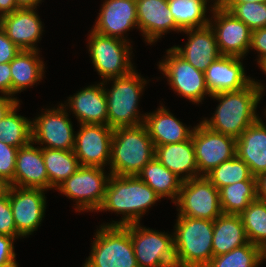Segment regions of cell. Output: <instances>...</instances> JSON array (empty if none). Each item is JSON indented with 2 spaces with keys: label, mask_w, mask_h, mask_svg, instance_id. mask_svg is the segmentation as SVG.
Masks as SVG:
<instances>
[{
  "label": "cell",
  "mask_w": 266,
  "mask_h": 267,
  "mask_svg": "<svg viewBox=\"0 0 266 267\" xmlns=\"http://www.w3.org/2000/svg\"><path fill=\"white\" fill-rule=\"evenodd\" d=\"M264 89L265 85L252 78V82L241 90L211 95L219 104L212 117L203 119L201 123L215 132L238 139L259 119L256 109Z\"/></svg>",
  "instance_id": "6da1fadb"
},
{
  "label": "cell",
  "mask_w": 266,
  "mask_h": 267,
  "mask_svg": "<svg viewBox=\"0 0 266 267\" xmlns=\"http://www.w3.org/2000/svg\"><path fill=\"white\" fill-rule=\"evenodd\" d=\"M160 199L162 198L137 175H111L103 203L97 212L110 211L122 214L121 220L103 225L124 226L140 223L142 215L144 216L147 210Z\"/></svg>",
  "instance_id": "7a4b0ae2"
},
{
  "label": "cell",
  "mask_w": 266,
  "mask_h": 267,
  "mask_svg": "<svg viewBox=\"0 0 266 267\" xmlns=\"http://www.w3.org/2000/svg\"><path fill=\"white\" fill-rule=\"evenodd\" d=\"M154 156L155 146L144 124L114 129L109 163L112 175H137Z\"/></svg>",
  "instance_id": "3957f363"
},
{
  "label": "cell",
  "mask_w": 266,
  "mask_h": 267,
  "mask_svg": "<svg viewBox=\"0 0 266 267\" xmlns=\"http://www.w3.org/2000/svg\"><path fill=\"white\" fill-rule=\"evenodd\" d=\"M214 220L177 216L174 226L176 267H205L213 257Z\"/></svg>",
  "instance_id": "277c9868"
},
{
  "label": "cell",
  "mask_w": 266,
  "mask_h": 267,
  "mask_svg": "<svg viewBox=\"0 0 266 267\" xmlns=\"http://www.w3.org/2000/svg\"><path fill=\"white\" fill-rule=\"evenodd\" d=\"M141 77L134 69L127 75L102 81L107 99V125L110 128L136 127L144 124L145 115L139 113L138 103L147 80ZM109 81H113L111 89L105 88Z\"/></svg>",
  "instance_id": "5b68a950"
},
{
  "label": "cell",
  "mask_w": 266,
  "mask_h": 267,
  "mask_svg": "<svg viewBox=\"0 0 266 267\" xmlns=\"http://www.w3.org/2000/svg\"><path fill=\"white\" fill-rule=\"evenodd\" d=\"M84 267H139L134 254L129 224L100 225L91 243Z\"/></svg>",
  "instance_id": "8992f818"
},
{
  "label": "cell",
  "mask_w": 266,
  "mask_h": 267,
  "mask_svg": "<svg viewBox=\"0 0 266 267\" xmlns=\"http://www.w3.org/2000/svg\"><path fill=\"white\" fill-rule=\"evenodd\" d=\"M88 36L89 56L96 71L104 79L102 81L127 75L134 70L130 42L98 34L92 29Z\"/></svg>",
  "instance_id": "52a82bcc"
},
{
  "label": "cell",
  "mask_w": 266,
  "mask_h": 267,
  "mask_svg": "<svg viewBox=\"0 0 266 267\" xmlns=\"http://www.w3.org/2000/svg\"><path fill=\"white\" fill-rule=\"evenodd\" d=\"M104 168L80 166L55 190L76 201L75 211H97L103 203L111 173Z\"/></svg>",
  "instance_id": "ba28073f"
},
{
  "label": "cell",
  "mask_w": 266,
  "mask_h": 267,
  "mask_svg": "<svg viewBox=\"0 0 266 267\" xmlns=\"http://www.w3.org/2000/svg\"><path fill=\"white\" fill-rule=\"evenodd\" d=\"M134 254L139 267H176L174 236L141 226L129 224Z\"/></svg>",
  "instance_id": "9c48e42d"
},
{
  "label": "cell",
  "mask_w": 266,
  "mask_h": 267,
  "mask_svg": "<svg viewBox=\"0 0 266 267\" xmlns=\"http://www.w3.org/2000/svg\"><path fill=\"white\" fill-rule=\"evenodd\" d=\"M174 203L178 216L215 220L222 214L219 190L205 176L182 181Z\"/></svg>",
  "instance_id": "30bf717a"
},
{
  "label": "cell",
  "mask_w": 266,
  "mask_h": 267,
  "mask_svg": "<svg viewBox=\"0 0 266 267\" xmlns=\"http://www.w3.org/2000/svg\"><path fill=\"white\" fill-rule=\"evenodd\" d=\"M166 54L167 56L159 62L158 68L177 95L189 99L194 104L202 103L205 95L211 96L205 83L204 72L197 70L172 48L167 49Z\"/></svg>",
  "instance_id": "8fae6325"
},
{
  "label": "cell",
  "mask_w": 266,
  "mask_h": 267,
  "mask_svg": "<svg viewBox=\"0 0 266 267\" xmlns=\"http://www.w3.org/2000/svg\"><path fill=\"white\" fill-rule=\"evenodd\" d=\"M43 111L32 121V142L41 148L73 150L75 132L63 104ZM45 144V145H44Z\"/></svg>",
  "instance_id": "7c38bea8"
},
{
  "label": "cell",
  "mask_w": 266,
  "mask_h": 267,
  "mask_svg": "<svg viewBox=\"0 0 266 267\" xmlns=\"http://www.w3.org/2000/svg\"><path fill=\"white\" fill-rule=\"evenodd\" d=\"M212 5L210 11L213 15L209 25L215 34L220 54L245 58L251 46L252 30L229 11L214 3Z\"/></svg>",
  "instance_id": "4fadbf2b"
},
{
  "label": "cell",
  "mask_w": 266,
  "mask_h": 267,
  "mask_svg": "<svg viewBox=\"0 0 266 267\" xmlns=\"http://www.w3.org/2000/svg\"><path fill=\"white\" fill-rule=\"evenodd\" d=\"M192 140L198 177L205 176L222 162L236 156V139L215 132L201 122L194 127Z\"/></svg>",
  "instance_id": "5bb4252c"
},
{
  "label": "cell",
  "mask_w": 266,
  "mask_h": 267,
  "mask_svg": "<svg viewBox=\"0 0 266 267\" xmlns=\"http://www.w3.org/2000/svg\"><path fill=\"white\" fill-rule=\"evenodd\" d=\"M114 129L103 124H80L73 152L80 166L105 168L110 163Z\"/></svg>",
  "instance_id": "9a60e30c"
},
{
  "label": "cell",
  "mask_w": 266,
  "mask_h": 267,
  "mask_svg": "<svg viewBox=\"0 0 266 267\" xmlns=\"http://www.w3.org/2000/svg\"><path fill=\"white\" fill-rule=\"evenodd\" d=\"M45 191L47 190L41 188H9V201L16 230L24 238L38 229L45 216Z\"/></svg>",
  "instance_id": "2e32d148"
},
{
  "label": "cell",
  "mask_w": 266,
  "mask_h": 267,
  "mask_svg": "<svg viewBox=\"0 0 266 267\" xmlns=\"http://www.w3.org/2000/svg\"><path fill=\"white\" fill-rule=\"evenodd\" d=\"M92 28L98 34L129 42L127 31L138 27L136 0H104Z\"/></svg>",
  "instance_id": "e0dca14e"
},
{
  "label": "cell",
  "mask_w": 266,
  "mask_h": 267,
  "mask_svg": "<svg viewBox=\"0 0 266 267\" xmlns=\"http://www.w3.org/2000/svg\"><path fill=\"white\" fill-rule=\"evenodd\" d=\"M36 8H18L0 18V27L7 37L21 50H39L43 25Z\"/></svg>",
  "instance_id": "ac0fdd59"
},
{
  "label": "cell",
  "mask_w": 266,
  "mask_h": 267,
  "mask_svg": "<svg viewBox=\"0 0 266 267\" xmlns=\"http://www.w3.org/2000/svg\"><path fill=\"white\" fill-rule=\"evenodd\" d=\"M242 59L237 56L221 55L208 66L204 72L205 83L211 95L238 91L252 82L251 77L245 74Z\"/></svg>",
  "instance_id": "d6986e66"
},
{
  "label": "cell",
  "mask_w": 266,
  "mask_h": 267,
  "mask_svg": "<svg viewBox=\"0 0 266 267\" xmlns=\"http://www.w3.org/2000/svg\"><path fill=\"white\" fill-rule=\"evenodd\" d=\"M138 28L149 44L169 31L182 32L171 14L168 0H136Z\"/></svg>",
  "instance_id": "ffe728a7"
},
{
  "label": "cell",
  "mask_w": 266,
  "mask_h": 267,
  "mask_svg": "<svg viewBox=\"0 0 266 267\" xmlns=\"http://www.w3.org/2000/svg\"><path fill=\"white\" fill-rule=\"evenodd\" d=\"M182 32L189 36L185 46L171 48L197 70L205 72L208 66L221 56L212 28L207 25Z\"/></svg>",
  "instance_id": "44dd1931"
},
{
  "label": "cell",
  "mask_w": 266,
  "mask_h": 267,
  "mask_svg": "<svg viewBox=\"0 0 266 267\" xmlns=\"http://www.w3.org/2000/svg\"><path fill=\"white\" fill-rule=\"evenodd\" d=\"M28 145L18 149L16 154V165L14 179L11 186L21 188L49 189V179L42 156V148Z\"/></svg>",
  "instance_id": "7402d4cb"
},
{
  "label": "cell",
  "mask_w": 266,
  "mask_h": 267,
  "mask_svg": "<svg viewBox=\"0 0 266 267\" xmlns=\"http://www.w3.org/2000/svg\"><path fill=\"white\" fill-rule=\"evenodd\" d=\"M70 112L76 116L79 124L107 125V99L104 83L89 85L68 98Z\"/></svg>",
  "instance_id": "603a6c76"
},
{
  "label": "cell",
  "mask_w": 266,
  "mask_h": 267,
  "mask_svg": "<svg viewBox=\"0 0 266 267\" xmlns=\"http://www.w3.org/2000/svg\"><path fill=\"white\" fill-rule=\"evenodd\" d=\"M236 155L248 165L253 177L266 173V125L261 117L236 139Z\"/></svg>",
  "instance_id": "cb8c5ba5"
},
{
  "label": "cell",
  "mask_w": 266,
  "mask_h": 267,
  "mask_svg": "<svg viewBox=\"0 0 266 267\" xmlns=\"http://www.w3.org/2000/svg\"><path fill=\"white\" fill-rule=\"evenodd\" d=\"M154 146L179 143L191 138L194 127L190 129L178 120L165 106L152 113H145V122Z\"/></svg>",
  "instance_id": "d4e9b609"
},
{
  "label": "cell",
  "mask_w": 266,
  "mask_h": 267,
  "mask_svg": "<svg viewBox=\"0 0 266 267\" xmlns=\"http://www.w3.org/2000/svg\"><path fill=\"white\" fill-rule=\"evenodd\" d=\"M154 157L182 181L198 177L192 137L179 143L155 146Z\"/></svg>",
  "instance_id": "484cf974"
},
{
  "label": "cell",
  "mask_w": 266,
  "mask_h": 267,
  "mask_svg": "<svg viewBox=\"0 0 266 267\" xmlns=\"http://www.w3.org/2000/svg\"><path fill=\"white\" fill-rule=\"evenodd\" d=\"M39 51L20 50L10 62L12 97L42 80L45 73V64L38 56Z\"/></svg>",
  "instance_id": "4316f807"
},
{
  "label": "cell",
  "mask_w": 266,
  "mask_h": 267,
  "mask_svg": "<svg viewBox=\"0 0 266 267\" xmlns=\"http://www.w3.org/2000/svg\"><path fill=\"white\" fill-rule=\"evenodd\" d=\"M248 242L240 215L221 214L214 220L213 257L225 254Z\"/></svg>",
  "instance_id": "83f0119b"
},
{
  "label": "cell",
  "mask_w": 266,
  "mask_h": 267,
  "mask_svg": "<svg viewBox=\"0 0 266 267\" xmlns=\"http://www.w3.org/2000/svg\"><path fill=\"white\" fill-rule=\"evenodd\" d=\"M137 176L161 198L172 199L173 203L177 200L182 180L155 157L142 168Z\"/></svg>",
  "instance_id": "f1b7e54d"
},
{
  "label": "cell",
  "mask_w": 266,
  "mask_h": 267,
  "mask_svg": "<svg viewBox=\"0 0 266 267\" xmlns=\"http://www.w3.org/2000/svg\"><path fill=\"white\" fill-rule=\"evenodd\" d=\"M42 156L49 179V189H56L80 167L73 150L42 148Z\"/></svg>",
  "instance_id": "f546056e"
},
{
  "label": "cell",
  "mask_w": 266,
  "mask_h": 267,
  "mask_svg": "<svg viewBox=\"0 0 266 267\" xmlns=\"http://www.w3.org/2000/svg\"><path fill=\"white\" fill-rule=\"evenodd\" d=\"M257 199V181H241L219 189L222 214L240 215Z\"/></svg>",
  "instance_id": "4dcf8cb0"
},
{
  "label": "cell",
  "mask_w": 266,
  "mask_h": 267,
  "mask_svg": "<svg viewBox=\"0 0 266 267\" xmlns=\"http://www.w3.org/2000/svg\"><path fill=\"white\" fill-rule=\"evenodd\" d=\"M209 0H168V6L177 27L183 31L209 25L206 17Z\"/></svg>",
  "instance_id": "1f68e13d"
},
{
  "label": "cell",
  "mask_w": 266,
  "mask_h": 267,
  "mask_svg": "<svg viewBox=\"0 0 266 267\" xmlns=\"http://www.w3.org/2000/svg\"><path fill=\"white\" fill-rule=\"evenodd\" d=\"M19 105L0 121V141L18 149L32 142V121L16 113Z\"/></svg>",
  "instance_id": "d6a6232c"
},
{
  "label": "cell",
  "mask_w": 266,
  "mask_h": 267,
  "mask_svg": "<svg viewBox=\"0 0 266 267\" xmlns=\"http://www.w3.org/2000/svg\"><path fill=\"white\" fill-rule=\"evenodd\" d=\"M205 177L219 190L220 188L241 181H257L252 176L248 165L237 155L208 172Z\"/></svg>",
  "instance_id": "836d02e7"
},
{
  "label": "cell",
  "mask_w": 266,
  "mask_h": 267,
  "mask_svg": "<svg viewBox=\"0 0 266 267\" xmlns=\"http://www.w3.org/2000/svg\"><path fill=\"white\" fill-rule=\"evenodd\" d=\"M263 262L262 248L250 242L214 256L205 267H258Z\"/></svg>",
  "instance_id": "e575fe53"
},
{
  "label": "cell",
  "mask_w": 266,
  "mask_h": 267,
  "mask_svg": "<svg viewBox=\"0 0 266 267\" xmlns=\"http://www.w3.org/2000/svg\"><path fill=\"white\" fill-rule=\"evenodd\" d=\"M248 241L263 248L266 245V202L256 199L240 214Z\"/></svg>",
  "instance_id": "d590c367"
},
{
  "label": "cell",
  "mask_w": 266,
  "mask_h": 267,
  "mask_svg": "<svg viewBox=\"0 0 266 267\" xmlns=\"http://www.w3.org/2000/svg\"><path fill=\"white\" fill-rule=\"evenodd\" d=\"M229 12L244 22L252 31L266 27V3L236 4Z\"/></svg>",
  "instance_id": "8d00e7d4"
},
{
  "label": "cell",
  "mask_w": 266,
  "mask_h": 267,
  "mask_svg": "<svg viewBox=\"0 0 266 267\" xmlns=\"http://www.w3.org/2000/svg\"><path fill=\"white\" fill-rule=\"evenodd\" d=\"M18 148L0 141V176L8 182L14 179Z\"/></svg>",
  "instance_id": "74e56055"
},
{
  "label": "cell",
  "mask_w": 266,
  "mask_h": 267,
  "mask_svg": "<svg viewBox=\"0 0 266 267\" xmlns=\"http://www.w3.org/2000/svg\"><path fill=\"white\" fill-rule=\"evenodd\" d=\"M0 235L13 237L15 240L22 236L17 232L8 194L0 198Z\"/></svg>",
  "instance_id": "f35d334b"
},
{
  "label": "cell",
  "mask_w": 266,
  "mask_h": 267,
  "mask_svg": "<svg viewBox=\"0 0 266 267\" xmlns=\"http://www.w3.org/2000/svg\"><path fill=\"white\" fill-rule=\"evenodd\" d=\"M15 239L10 236L0 235V267H13L17 264L14 252Z\"/></svg>",
  "instance_id": "ab89813d"
},
{
  "label": "cell",
  "mask_w": 266,
  "mask_h": 267,
  "mask_svg": "<svg viewBox=\"0 0 266 267\" xmlns=\"http://www.w3.org/2000/svg\"><path fill=\"white\" fill-rule=\"evenodd\" d=\"M20 50L0 27V63L11 62Z\"/></svg>",
  "instance_id": "60d3db41"
},
{
  "label": "cell",
  "mask_w": 266,
  "mask_h": 267,
  "mask_svg": "<svg viewBox=\"0 0 266 267\" xmlns=\"http://www.w3.org/2000/svg\"><path fill=\"white\" fill-rule=\"evenodd\" d=\"M252 49L258 54L257 63L266 57V27L252 31L250 50Z\"/></svg>",
  "instance_id": "b9f144b4"
},
{
  "label": "cell",
  "mask_w": 266,
  "mask_h": 267,
  "mask_svg": "<svg viewBox=\"0 0 266 267\" xmlns=\"http://www.w3.org/2000/svg\"><path fill=\"white\" fill-rule=\"evenodd\" d=\"M0 93L12 96L10 62L0 63Z\"/></svg>",
  "instance_id": "7bdbcfd3"
},
{
  "label": "cell",
  "mask_w": 266,
  "mask_h": 267,
  "mask_svg": "<svg viewBox=\"0 0 266 267\" xmlns=\"http://www.w3.org/2000/svg\"><path fill=\"white\" fill-rule=\"evenodd\" d=\"M19 104V100L9 95L0 96V121Z\"/></svg>",
  "instance_id": "ee69618b"
},
{
  "label": "cell",
  "mask_w": 266,
  "mask_h": 267,
  "mask_svg": "<svg viewBox=\"0 0 266 267\" xmlns=\"http://www.w3.org/2000/svg\"><path fill=\"white\" fill-rule=\"evenodd\" d=\"M257 199L266 202V173L259 175L257 178Z\"/></svg>",
  "instance_id": "f6af8a7d"
},
{
  "label": "cell",
  "mask_w": 266,
  "mask_h": 267,
  "mask_svg": "<svg viewBox=\"0 0 266 267\" xmlns=\"http://www.w3.org/2000/svg\"><path fill=\"white\" fill-rule=\"evenodd\" d=\"M15 0H0V18L17 10Z\"/></svg>",
  "instance_id": "bcb514c9"
},
{
  "label": "cell",
  "mask_w": 266,
  "mask_h": 267,
  "mask_svg": "<svg viewBox=\"0 0 266 267\" xmlns=\"http://www.w3.org/2000/svg\"><path fill=\"white\" fill-rule=\"evenodd\" d=\"M246 2H258L266 3V0H221L218 5L227 11H230L236 4L246 3Z\"/></svg>",
  "instance_id": "7dc6e473"
},
{
  "label": "cell",
  "mask_w": 266,
  "mask_h": 267,
  "mask_svg": "<svg viewBox=\"0 0 266 267\" xmlns=\"http://www.w3.org/2000/svg\"><path fill=\"white\" fill-rule=\"evenodd\" d=\"M18 8H37L42 0H15Z\"/></svg>",
  "instance_id": "c3c4849f"
},
{
  "label": "cell",
  "mask_w": 266,
  "mask_h": 267,
  "mask_svg": "<svg viewBox=\"0 0 266 267\" xmlns=\"http://www.w3.org/2000/svg\"><path fill=\"white\" fill-rule=\"evenodd\" d=\"M10 186V182L0 176V198H3L8 194Z\"/></svg>",
  "instance_id": "681fc988"
},
{
  "label": "cell",
  "mask_w": 266,
  "mask_h": 267,
  "mask_svg": "<svg viewBox=\"0 0 266 267\" xmlns=\"http://www.w3.org/2000/svg\"><path fill=\"white\" fill-rule=\"evenodd\" d=\"M258 66L260 67V69L262 70V72L264 74H266V57L262 58L259 62H258Z\"/></svg>",
  "instance_id": "f907efd6"
},
{
  "label": "cell",
  "mask_w": 266,
  "mask_h": 267,
  "mask_svg": "<svg viewBox=\"0 0 266 267\" xmlns=\"http://www.w3.org/2000/svg\"><path fill=\"white\" fill-rule=\"evenodd\" d=\"M263 261L266 259V245L262 248Z\"/></svg>",
  "instance_id": "816d5d0a"
},
{
  "label": "cell",
  "mask_w": 266,
  "mask_h": 267,
  "mask_svg": "<svg viewBox=\"0 0 266 267\" xmlns=\"http://www.w3.org/2000/svg\"><path fill=\"white\" fill-rule=\"evenodd\" d=\"M211 1H213V2L215 1L214 4H215V5H218V3H219L221 0H211Z\"/></svg>",
  "instance_id": "f5cc1de1"
}]
</instances>
